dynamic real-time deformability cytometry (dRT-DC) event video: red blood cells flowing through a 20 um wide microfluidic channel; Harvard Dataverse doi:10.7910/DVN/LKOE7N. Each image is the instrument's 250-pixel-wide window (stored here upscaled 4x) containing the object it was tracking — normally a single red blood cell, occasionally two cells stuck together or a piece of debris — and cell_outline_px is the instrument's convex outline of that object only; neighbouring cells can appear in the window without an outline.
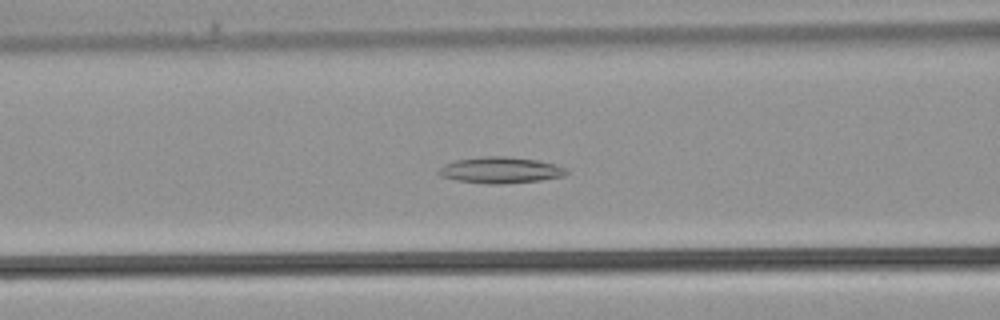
{"species": "common noctule bat (a hibernating species)", "species_latin": "Nyctalus noctula", "temperature_condition": "warm", "stored_images_in_passage": 38, "camera_frame_rate_fps": 3000, "um_per_image_px": 0.085, "animal": {"sex": "male", "body_mass_g": 21.5, "forearm_length_mm": 52.0}, "frame": {"image": 1, "passage_image": 15, "time_ms": 4.667, "image_size_px": [1000, 320], "cell_outline_px": [[568, 172], [564, 176], [540, 180], [500, 184], [484, 184], [456, 180], [440, 176], [436, 172], [444, 164], [456, 160], [484, 156], [504, 156], [540, 160], [556, 164], [564, 168]], "centroid_in_image_um": [42.52, 14.46], "position_along_channel_um": 124.1, "area_um2": 19.59}}
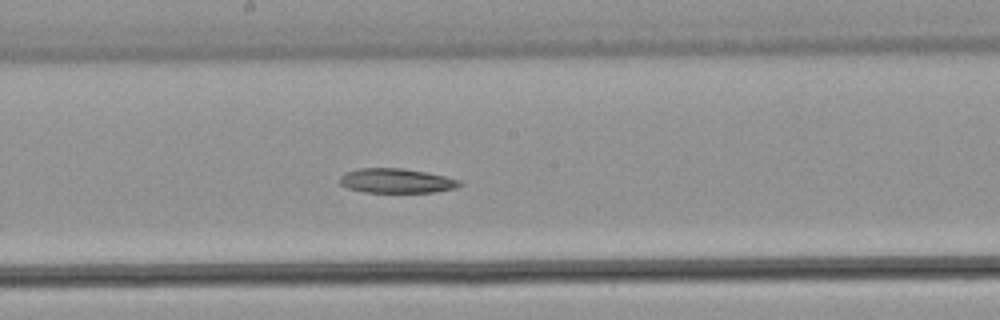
{"frame": {"image": 2, "passage_image": 20, "time_ms": 6.333, "image_size_px": [1000, 320], "cell_outline_px": [[464, 184], [456, 188], [432, 192], [364, 192], [348, 188], [340, 184], [340, 176], [344, 172], [360, 168], [400, 168], [424, 172], [444, 176], [460, 180]], "centroid_in_image_um": [33.68, 15.37], "position_along_channel_um": 214.5, "area_um2": 17.05}}
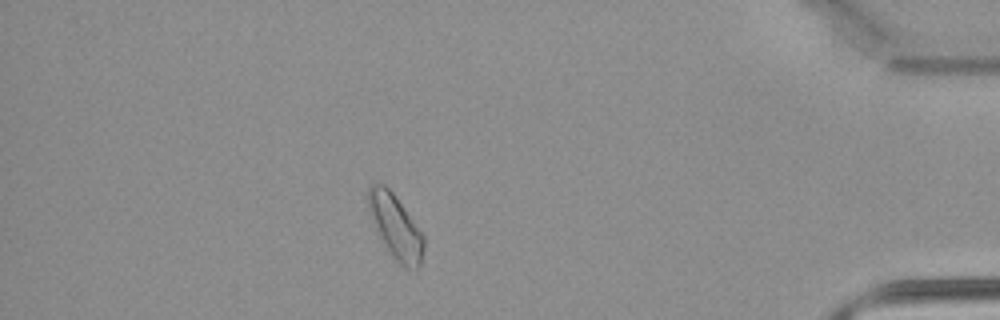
{"frame": {"image": 3, "passage_image": 33, "time_ms": 10.667, "image_size_px": [1000, 320], "cell_outline_px": [[424, 248], [420, 264], [416, 272], [404, 268], [392, 256], [380, 236], [372, 216], [368, 204], [368, 184], [372, 180], [384, 184], [392, 192], [424, 236]], "centroid_in_image_um": [33.63, 19.27], "position_along_channel_um": 401.6, "area_um2": 20.35}}